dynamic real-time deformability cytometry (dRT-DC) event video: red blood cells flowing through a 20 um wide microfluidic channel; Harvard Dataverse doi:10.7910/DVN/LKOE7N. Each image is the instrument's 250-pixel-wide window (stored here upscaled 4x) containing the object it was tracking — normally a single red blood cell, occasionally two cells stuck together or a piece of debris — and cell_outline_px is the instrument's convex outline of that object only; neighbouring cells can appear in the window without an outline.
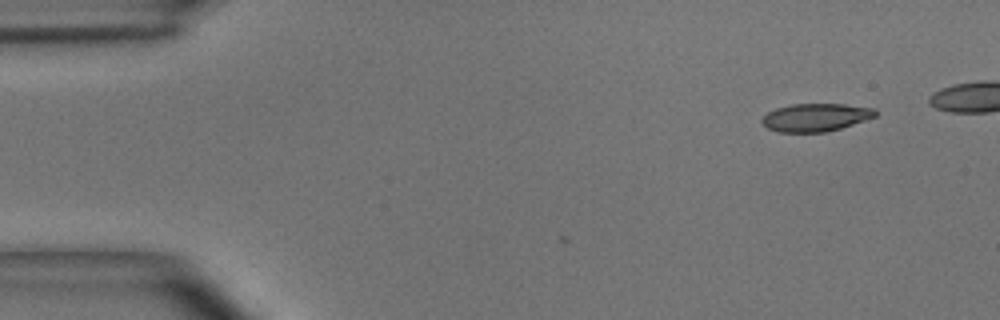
{"species": "common noctule bat (a hibernating species)", "species_latin": "Nyctalus noctula", "temperature_condition": "room temperature", "stored_images_in_passage": 5, "camera_frame_rate_fps": 3000, "um_per_image_px": 0.085, "animal": {"sex": "male", "body_mass_g": 15.6}, "frame": {"image": 1, "passage_image": 5, "time_ms": 1.333, "image_size_px": [1000, 320], "cell_outline_px": [[876, 116], [840, 128], [824, 132], [776, 132], [768, 128], [760, 120], [768, 112], [776, 108], [792, 104], [844, 104], [876, 108]], "centroid_in_image_um": [69.32, 9.97], "position_along_channel_um": 15.7, "area_um2": 18.32}}